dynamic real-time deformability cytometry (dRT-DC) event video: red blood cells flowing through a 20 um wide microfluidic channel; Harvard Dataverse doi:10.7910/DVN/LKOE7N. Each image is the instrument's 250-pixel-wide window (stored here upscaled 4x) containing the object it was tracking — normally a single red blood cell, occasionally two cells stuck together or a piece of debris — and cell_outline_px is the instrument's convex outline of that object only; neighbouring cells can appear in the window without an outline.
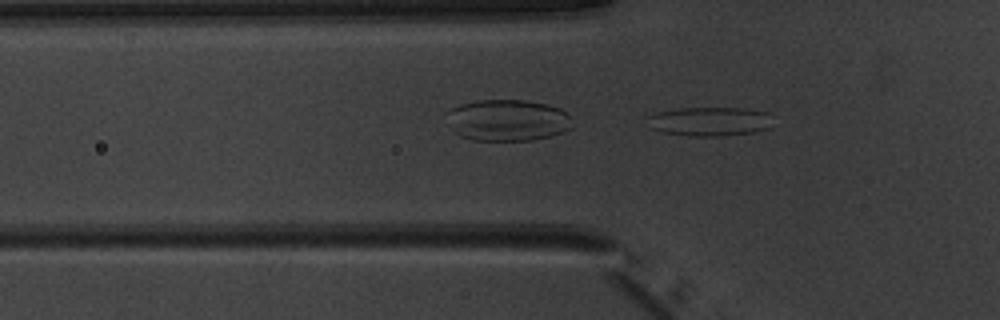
{"species": "common noctule bat (a hibernating species)", "species_latin": "Nyctalus noctula", "temperature_condition": "warm", "stored_images_in_passage": 49, "camera_frame_rate_fps": 3000, "um_per_image_px": 0.085, "animal": {"sex": "male", "body_mass_g": 20.1, "forearm_length_mm": 53.5}, "frame": {"image": 1, "passage_image": 15, "time_ms": 4.667, "image_size_px": [1000, 320], "cell_outline_px": [[772, 128], [756, 132], [720, 136], [688, 136], [664, 132], [652, 128], [648, 116], [656, 112], [680, 108], [740, 108], [768, 112]], "centroid_in_image_um": [60.37, 10.33], "position_along_channel_um": 65.4, "area_um2": 21.15}, "authors_computed_cell_mechanics": {"area_um2": 20.1722, "velocity_mm_per_s": 3.989, "shape_relaxation_time_tau1_ms": null, "shape_relaxation_time_tau2_ms": 1.5336, "deformation_change_tau1": null, "deformation_change_tau2": 0.1234}}